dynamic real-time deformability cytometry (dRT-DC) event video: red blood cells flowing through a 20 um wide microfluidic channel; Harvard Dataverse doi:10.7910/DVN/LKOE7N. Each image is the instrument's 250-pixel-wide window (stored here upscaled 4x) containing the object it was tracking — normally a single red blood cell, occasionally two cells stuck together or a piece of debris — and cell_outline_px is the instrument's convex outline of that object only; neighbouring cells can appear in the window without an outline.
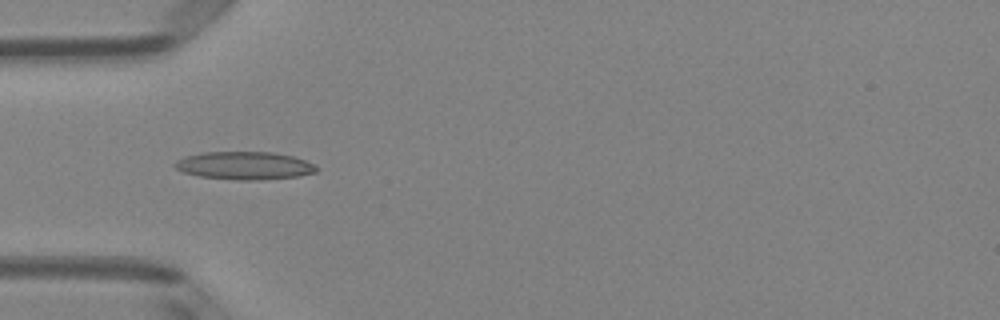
{"species": "Egyptian fruit bat (a non-hibernating species)", "species_latin": "Rousettus aegyptiacus", "temperature_condition": "room temperature", "stored_images_in_passage": 8, "camera_frame_rate_fps": 3000, "um_per_image_px": 0.085, "animal": {"sex": "female"}, "frame": {"image": 1, "passage_image": 5, "time_ms": 1.333, "image_size_px": [1000, 320], "cell_outline_px": [[316, 172], [300, 176], [260, 180], [236, 180], [200, 176], [184, 172], [176, 168], [172, 164], [176, 160], [184, 156], [200, 152], [272, 152], [292, 156], [316, 164]], "centroid_in_image_um": [20.76, 14.07], "position_along_channel_um": 64.2, "area_um2": 23.12}}
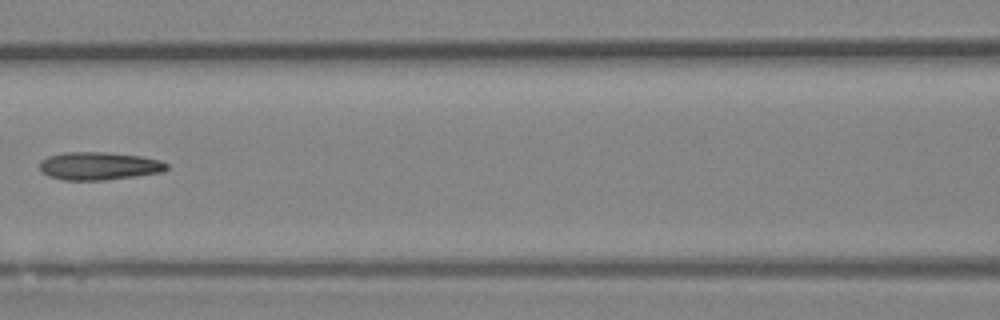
{"frame": {"image": 2, "passage_image": 7, "time_ms": 2.0, "image_size_px": [1000, 320], "cell_outline_px": [[168, 168], [164, 172], [136, 176], [104, 180], [60, 180], [48, 176], [40, 172], [40, 160], [48, 156], [64, 152], [104, 152], [140, 156], [160, 160], [168, 164]], "centroid_in_image_um": [8.39, 14.11], "position_along_channel_um": 158.2, "area_um2": 20.87}}
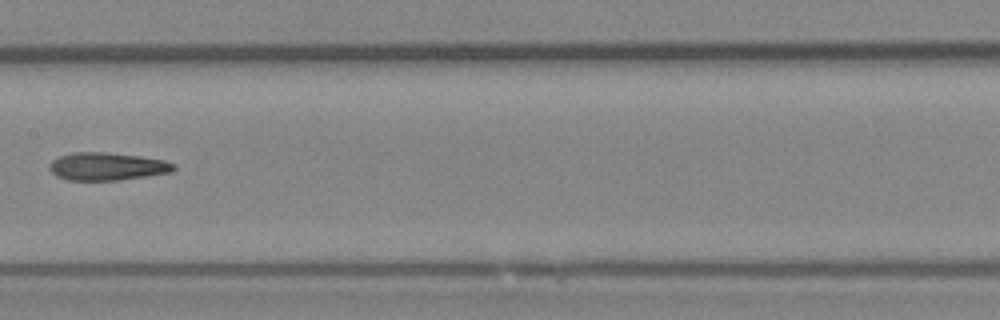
{"frame": {"image": 3, "passage_image": 8, "time_ms": 2.333, "image_size_px": [1000, 320], "cell_outline_px": [[176, 168], [172, 172], [120, 180], [68, 180], [56, 176], [48, 168], [48, 164], [52, 160], [60, 156], [72, 152], [104, 152], [140, 156], [164, 160], [176, 164]], "centroid_in_image_um": [9.1, 14.14], "position_along_channel_um": 198.3, "area_um2": 20.23}}